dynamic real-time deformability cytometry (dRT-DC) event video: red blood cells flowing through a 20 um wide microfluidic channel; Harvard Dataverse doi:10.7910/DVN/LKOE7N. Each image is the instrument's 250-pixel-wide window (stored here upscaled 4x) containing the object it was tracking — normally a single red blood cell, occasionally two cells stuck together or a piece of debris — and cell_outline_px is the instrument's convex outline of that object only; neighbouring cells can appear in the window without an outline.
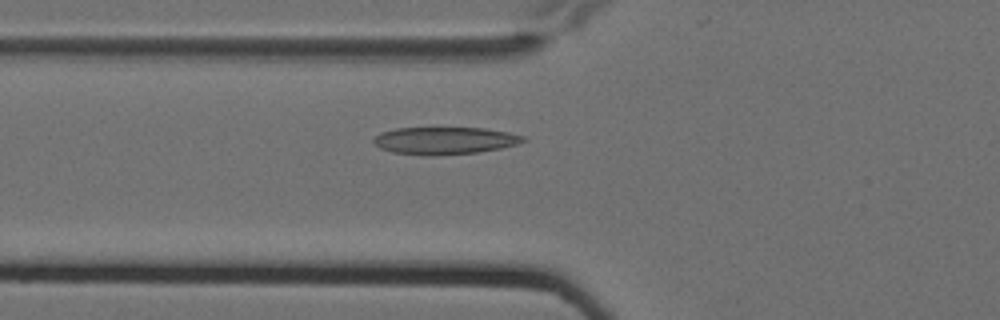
{"species": "Egyptian fruit bat (a non-hibernating species)", "species_latin": "Rousettus aegyptiacus", "temperature_condition": "cold", "stored_images_in_passage": 6, "camera_frame_rate_fps": 3000, "um_per_image_px": 0.085, "animal": {"sex": "female"}, "frame": {"image": 1, "passage_image": 6, "time_ms": 1.667, "image_size_px": [1000, 320], "cell_outline_px": [[528, 140], [516, 144], [500, 148], [476, 152], [432, 156], [428, 156], [392, 152], [380, 148], [372, 140], [380, 132], [396, 128], [484, 128], [508, 132], [524, 136]], "centroid_in_image_um": [37.78, 11.95], "position_along_channel_um": 88.0, "area_um2": 23.76}}